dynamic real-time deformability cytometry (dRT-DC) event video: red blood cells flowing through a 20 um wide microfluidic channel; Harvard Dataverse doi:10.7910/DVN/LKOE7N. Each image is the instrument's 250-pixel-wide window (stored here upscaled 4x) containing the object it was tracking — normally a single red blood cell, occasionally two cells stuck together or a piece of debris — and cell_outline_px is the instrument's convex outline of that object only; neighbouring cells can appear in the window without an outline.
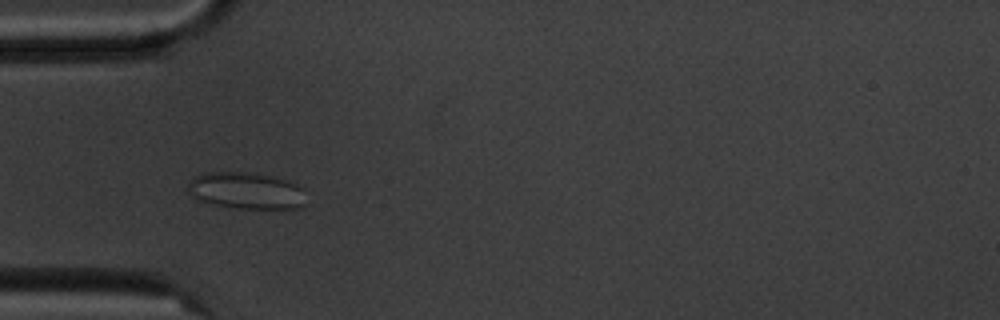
{"species": "common noctule bat (a hibernating species)", "species_latin": "Nyctalus noctula", "temperature_condition": "cold", "stored_images_in_passage": 6, "camera_frame_rate_fps": 3000, "um_per_image_px": 0.085, "animal": {"sex": "male", "body_mass_g": 20.1, "forearm_length_mm": 53.5}, "frame": {"image": 1, "passage_image": 4, "time_ms": 3.333, "image_size_px": [1000, 320], "cell_outline_px": [[304, 204], [296, 208], [240, 208], [208, 204], [192, 196], [188, 192], [188, 184], [192, 176], [204, 172], [244, 172], [276, 176], [296, 184], [304, 188]], "centroid_in_image_um": [20.89, 16.19], "position_along_channel_um": 64.1, "area_um2": 25.43}}
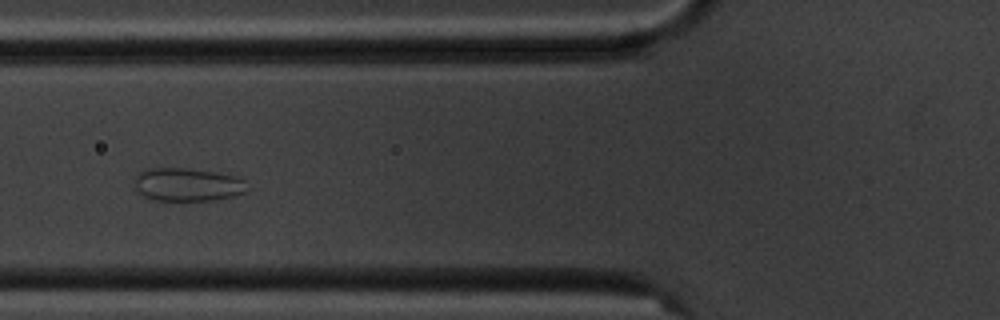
{"frame": {"image": 2, "passage_image": 5, "time_ms": 4.667, "image_size_px": [1000, 320], "cell_outline_px": [[244, 192], [232, 196], [212, 200], [156, 200], [144, 196], [136, 188], [136, 172], [144, 168], [184, 168], [212, 172], [236, 176], [244, 180]], "centroid_in_image_um": [15.87, 15.67], "position_along_channel_um": 109.9, "area_um2": 21.39}}
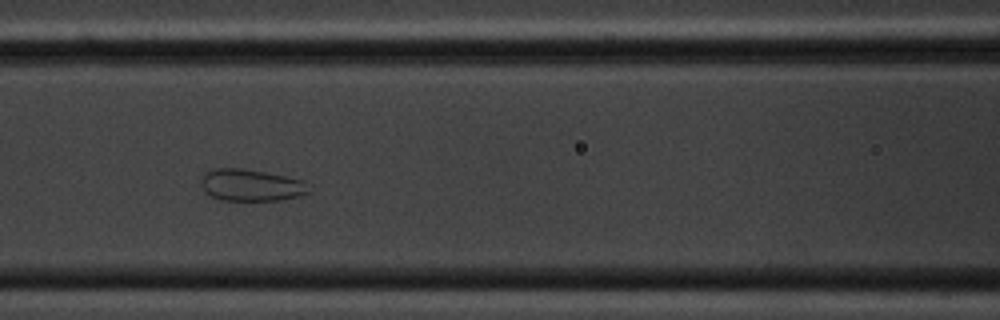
{"frame": {"image": 3, "passage_image": 6, "time_ms": 5.667, "image_size_px": [1000, 320], "cell_outline_px": [[308, 192], [296, 196], [280, 200], [220, 200], [204, 192], [200, 184], [200, 176], [216, 168], [244, 168], [304, 180]], "centroid_in_image_um": [21.26, 15.73], "position_along_channel_um": 145.3, "area_um2": 19.83}}